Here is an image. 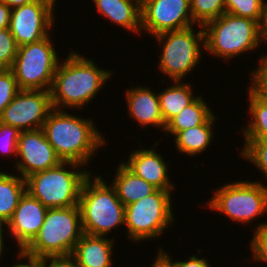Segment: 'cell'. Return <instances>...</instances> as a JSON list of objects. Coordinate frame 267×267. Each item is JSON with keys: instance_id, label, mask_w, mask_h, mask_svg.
I'll return each instance as SVG.
<instances>
[{"instance_id": "obj_19", "label": "cell", "mask_w": 267, "mask_h": 267, "mask_svg": "<svg viewBox=\"0 0 267 267\" xmlns=\"http://www.w3.org/2000/svg\"><path fill=\"white\" fill-rule=\"evenodd\" d=\"M98 15L141 36V0H92Z\"/></svg>"}, {"instance_id": "obj_22", "label": "cell", "mask_w": 267, "mask_h": 267, "mask_svg": "<svg viewBox=\"0 0 267 267\" xmlns=\"http://www.w3.org/2000/svg\"><path fill=\"white\" fill-rule=\"evenodd\" d=\"M171 86L159 90V104L164 123L180 113L186 106L191 104L199 95H195L192 84L185 81H172ZM161 91V92H160Z\"/></svg>"}, {"instance_id": "obj_34", "label": "cell", "mask_w": 267, "mask_h": 267, "mask_svg": "<svg viewBox=\"0 0 267 267\" xmlns=\"http://www.w3.org/2000/svg\"><path fill=\"white\" fill-rule=\"evenodd\" d=\"M172 262L174 267H212L209 262V260L205 259L204 257H200L198 255H192L188 258V260H182L180 259V261H177V259H172L170 252H166V250L164 248H162L161 246H159V248Z\"/></svg>"}, {"instance_id": "obj_15", "label": "cell", "mask_w": 267, "mask_h": 267, "mask_svg": "<svg viewBox=\"0 0 267 267\" xmlns=\"http://www.w3.org/2000/svg\"><path fill=\"white\" fill-rule=\"evenodd\" d=\"M47 210V207L27 191L20 198L11 219L7 222L6 230L8 237L18 245L16 251H23L34 240L44 223Z\"/></svg>"}, {"instance_id": "obj_26", "label": "cell", "mask_w": 267, "mask_h": 267, "mask_svg": "<svg viewBox=\"0 0 267 267\" xmlns=\"http://www.w3.org/2000/svg\"><path fill=\"white\" fill-rule=\"evenodd\" d=\"M245 142L240 150L241 159L253 164L258 173L263 174L267 181V140L243 139ZM267 184V183H266ZM267 188V185H264Z\"/></svg>"}, {"instance_id": "obj_37", "label": "cell", "mask_w": 267, "mask_h": 267, "mask_svg": "<svg viewBox=\"0 0 267 267\" xmlns=\"http://www.w3.org/2000/svg\"><path fill=\"white\" fill-rule=\"evenodd\" d=\"M11 10L3 0H0V30L9 28Z\"/></svg>"}, {"instance_id": "obj_40", "label": "cell", "mask_w": 267, "mask_h": 267, "mask_svg": "<svg viewBox=\"0 0 267 267\" xmlns=\"http://www.w3.org/2000/svg\"><path fill=\"white\" fill-rule=\"evenodd\" d=\"M5 229H7V224L2 222V221H0V264L2 263L1 261H2V258L4 257L3 255H5L3 253L6 252V251H4L5 250L4 249L5 248V246H4L5 243L4 242H6L4 239H5L6 236L3 233H6V235H7L8 232H6Z\"/></svg>"}, {"instance_id": "obj_27", "label": "cell", "mask_w": 267, "mask_h": 267, "mask_svg": "<svg viewBox=\"0 0 267 267\" xmlns=\"http://www.w3.org/2000/svg\"><path fill=\"white\" fill-rule=\"evenodd\" d=\"M190 10L194 23L200 26L226 12L224 0H190Z\"/></svg>"}, {"instance_id": "obj_16", "label": "cell", "mask_w": 267, "mask_h": 267, "mask_svg": "<svg viewBox=\"0 0 267 267\" xmlns=\"http://www.w3.org/2000/svg\"><path fill=\"white\" fill-rule=\"evenodd\" d=\"M162 138L154 141L151 148L143 147L142 143L139 142L138 149L129 151L128 160L123 161L122 163L132 171L136 176L141 177L146 182L153 184L156 188L162 189L165 191H174L177 189L176 183L170 180L171 175L168 169L170 166L162 154L158 153L155 147L159 145ZM141 147V148H140Z\"/></svg>"}, {"instance_id": "obj_33", "label": "cell", "mask_w": 267, "mask_h": 267, "mask_svg": "<svg viewBox=\"0 0 267 267\" xmlns=\"http://www.w3.org/2000/svg\"><path fill=\"white\" fill-rule=\"evenodd\" d=\"M21 131L18 128L0 122V155L17 158V144Z\"/></svg>"}, {"instance_id": "obj_29", "label": "cell", "mask_w": 267, "mask_h": 267, "mask_svg": "<svg viewBox=\"0 0 267 267\" xmlns=\"http://www.w3.org/2000/svg\"><path fill=\"white\" fill-rule=\"evenodd\" d=\"M256 226L254 224L255 229L249 243V249L253 254L247 258L246 262L252 259L250 262L255 261L258 264L261 262L267 265V222L261 221Z\"/></svg>"}, {"instance_id": "obj_42", "label": "cell", "mask_w": 267, "mask_h": 267, "mask_svg": "<svg viewBox=\"0 0 267 267\" xmlns=\"http://www.w3.org/2000/svg\"><path fill=\"white\" fill-rule=\"evenodd\" d=\"M39 1L40 3L46 5L47 7H49L53 12H56L55 11V6H56V3H57V0H37Z\"/></svg>"}, {"instance_id": "obj_28", "label": "cell", "mask_w": 267, "mask_h": 267, "mask_svg": "<svg viewBox=\"0 0 267 267\" xmlns=\"http://www.w3.org/2000/svg\"><path fill=\"white\" fill-rule=\"evenodd\" d=\"M226 12L261 24L264 0H224Z\"/></svg>"}, {"instance_id": "obj_11", "label": "cell", "mask_w": 267, "mask_h": 267, "mask_svg": "<svg viewBox=\"0 0 267 267\" xmlns=\"http://www.w3.org/2000/svg\"><path fill=\"white\" fill-rule=\"evenodd\" d=\"M194 25L190 0H141V34L154 37Z\"/></svg>"}, {"instance_id": "obj_9", "label": "cell", "mask_w": 267, "mask_h": 267, "mask_svg": "<svg viewBox=\"0 0 267 267\" xmlns=\"http://www.w3.org/2000/svg\"><path fill=\"white\" fill-rule=\"evenodd\" d=\"M157 189L154 193L125 206V227L128 240L140 243L159 239L174 226L172 193ZM169 227V228H168Z\"/></svg>"}, {"instance_id": "obj_6", "label": "cell", "mask_w": 267, "mask_h": 267, "mask_svg": "<svg viewBox=\"0 0 267 267\" xmlns=\"http://www.w3.org/2000/svg\"><path fill=\"white\" fill-rule=\"evenodd\" d=\"M83 234L79 206L48 208L39 233L23 252L36 258L70 256Z\"/></svg>"}, {"instance_id": "obj_23", "label": "cell", "mask_w": 267, "mask_h": 267, "mask_svg": "<svg viewBox=\"0 0 267 267\" xmlns=\"http://www.w3.org/2000/svg\"><path fill=\"white\" fill-rule=\"evenodd\" d=\"M204 99L200 94L191 104L172 117L165 124L163 135L174 137L180 131L204 124L215 113Z\"/></svg>"}, {"instance_id": "obj_2", "label": "cell", "mask_w": 267, "mask_h": 267, "mask_svg": "<svg viewBox=\"0 0 267 267\" xmlns=\"http://www.w3.org/2000/svg\"><path fill=\"white\" fill-rule=\"evenodd\" d=\"M69 112L52 109L42 130L62 162L89 165L107 140L91 118Z\"/></svg>"}, {"instance_id": "obj_32", "label": "cell", "mask_w": 267, "mask_h": 267, "mask_svg": "<svg viewBox=\"0 0 267 267\" xmlns=\"http://www.w3.org/2000/svg\"><path fill=\"white\" fill-rule=\"evenodd\" d=\"M20 89L11 69H0V116Z\"/></svg>"}, {"instance_id": "obj_4", "label": "cell", "mask_w": 267, "mask_h": 267, "mask_svg": "<svg viewBox=\"0 0 267 267\" xmlns=\"http://www.w3.org/2000/svg\"><path fill=\"white\" fill-rule=\"evenodd\" d=\"M203 30L205 51L211 58L231 61L265 45L258 22L227 12L206 23Z\"/></svg>"}, {"instance_id": "obj_31", "label": "cell", "mask_w": 267, "mask_h": 267, "mask_svg": "<svg viewBox=\"0 0 267 267\" xmlns=\"http://www.w3.org/2000/svg\"><path fill=\"white\" fill-rule=\"evenodd\" d=\"M18 51V45L7 29L0 30V69H11L16 54Z\"/></svg>"}, {"instance_id": "obj_30", "label": "cell", "mask_w": 267, "mask_h": 267, "mask_svg": "<svg viewBox=\"0 0 267 267\" xmlns=\"http://www.w3.org/2000/svg\"><path fill=\"white\" fill-rule=\"evenodd\" d=\"M257 67L250 69L249 89L260 99L267 101V52L257 58Z\"/></svg>"}, {"instance_id": "obj_25", "label": "cell", "mask_w": 267, "mask_h": 267, "mask_svg": "<svg viewBox=\"0 0 267 267\" xmlns=\"http://www.w3.org/2000/svg\"><path fill=\"white\" fill-rule=\"evenodd\" d=\"M249 100L248 112L251 116L246 126H241L244 139L267 140V101L257 97L249 88L246 90Z\"/></svg>"}, {"instance_id": "obj_12", "label": "cell", "mask_w": 267, "mask_h": 267, "mask_svg": "<svg viewBox=\"0 0 267 267\" xmlns=\"http://www.w3.org/2000/svg\"><path fill=\"white\" fill-rule=\"evenodd\" d=\"M52 109L50 91L19 90L4 108L0 122L20 131L42 129Z\"/></svg>"}, {"instance_id": "obj_1", "label": "cell", "mask_w": 267, "mask_h": 267, "mask_svg": "<svg viewBox=\"0 0 267 267\" xmlns=\"http://www.w3.org/2000/svg\"><path fill=\"white\" fill-rule=\"evenodd\" d=\"M76 50L68 52L57 66L50 90L53 109H84L115 74L111 68H100L94 60Z\"/></svg>"}, {"instance_id": "obj_21", "label": "cell", "mask_w": 267, "mask_h": 267, "mask_svg": "<svg viewBox=\"0 0 267 267\" xmlns=\"http://www.w3.org/2000/svg\"><path fill=\"white\" fill-rule=\"evenodd\" d=\"M116 166L118 167H116L113 174L114 178L111 179L112 182L110 183L116 189L118 198L124 206L137 202L158 189L153 184L136 176L122 161Z\"/></svg>"}, {"instance_id": "obj_20", "label": "cell", "mask_w": 267, "mask_h": 267, "mask_svg": "<svg viewBox=\"0 0 267 267\" xmlns=\"http://www.w3.org/2000/svg\"><path fill=\"white\" fill-rule=\"evenodd\" d=\"M216 120L218 119L214 113L204 124L178 132L173 137L178 153L191 158L206 152L207 148L213 145Z\"/></svg>"}, {"instance_id": "obj_17", "label": "cell", "mask_w": 267, "mask_h": 267, "mask_svg": "<svg viewBox=\"0 0 267 267\" xmlns=\"http://www.w3.org/2000/svg\"><path fill=\"white\" fill-rule=\"evenodd\" d=\"M124 94L128 116L138 123L137 127L154 126V128L164 131L165 123L160 109L158 92L142 84L128 87Z\"/></svg>"}, {"instance_id": "obj_24", "label": "cell", "mask_w": 267, "mask_h": 267, "mask_svg": "<svg viewBox=\"0 0 267 267\" xmlns=\"http://www.w3.org/2000/svg\"><path fill=\"white\" fill-rule=\"evenodd\" d=\"M25 192V178L0 170V221L7 224Z\"/></svg>"}, {"instance_id": "obj_18", "label": "cell", "mask_w": 267, "mask_h": 267, "mask_svg": "<svg viewBox=\"0 0 267 267\" xmlns=\"http://www.w3.org/2000/svg\"><path fill=\"white\" fill-rule=\"evenodd\" d=\"M112 238L84 233L70 256L75 260L77 267H113L116 240Z\"/></svg>"}, {"instance_id": "obj_8", "label": "cell", "mask_w": 267, "mask_h": 267, "mask_svg": "<svg viewBox=\"0 0 267 267\" xmlns=\"http://www.w3.org/2000/svg\"><path fill=\"white\" fill-rule=\"evenodd\" d=\"M260 181L236 180L226 182L213 190L207 207L213 212L225 215L230 221L243 226L267 215V188Z\"/></svg>"}, {"instance_id": "obj_41", "label": "cell", "mask_w": 267, "mask_h": 267, "mask_svg": "<svg viewBox=\"0 0 267 267\" xmlns=\"http://www.w3.org/2000/svg\"><path fill=\"white\" fill-rule=\"evenodd\" d=\"M11 9L20 7L24 4H28L37 0H3Z\"/></svg>"}, {"instance_id": "obj_14", "label": "cell", "mask_w": 267, "mask_h": 267, "mask_svg": "<svg viewBox=\"0 0 267 267\" xmlns=\"http://www.w3.org/2000/svg\"><path fill=\"white\" fill-rule=\"evenodd\" d=\"M15 173L22 178L59 165L62 161L42 129L21 131L17 144ZM18 171V172H17Z\"/></svg>"}, {"instance_id": "obj_13", "label": "cell", "mask_w": 267, "mask_h": 267, "mask_svg": "<svg viewBox=\"0 0 267 267\" xmlns=\"http://www.w3.org/2000/svg\"><path fill=\"white\" fill-rule=\"evenodd\" d=\"M55 14L49 7L34 1L11 10L9 31L18 47L44 39L54 31ZM53 28V29H52Z\"/></svg>"}, {"instance_id": "obj_39", "label": "cell", "mask_w": 267, "mask_h": 267, "mask_svg": "<svg viewBox=\"0 0 267 267\" xmlns=\"http://www.w3.org/2000/svg\"><path fill=\"white\" fill-rule=\"evenodd\" d=\"M260 27H261V34H262L263 40L267 47V1L266 0H264L263 17H262Z\"/></svg>"}, {"instance_id": "obj_36", "label": "cell", "mask_w": 267, "mask_h": 267, "mask_svg": "<svg viewBox=\"0 0 267 267\" xmlns=\"http://www.w3.org/2000/svg\"><path fill=\"white\" fill-rule=\"evenodd\" d=\"M45 267H77L71 256L45 257Z\"/></svg>"}, {"instance_id": "obj_5", "label": "cell", "mask_w": 267, "mask_h": 267, "mask_svg": "<svg viewBox=\"0 0 267 267\" xmlns=\"http://www.w3.org/2000/svg\"><path fill=\"white\" fill-rule=\"evenodd\" d=\"M84 167L74 162H61L56 167L34 173L25 179L26 191L47 208L79 206L84 181L93 173L87 169L89 166Z\"/></svg>"}, {"instance_id": "obj_7", "label": "cell", "mask_w": 267, "mask_h": 267, "mask_svg": "<svg viewBox=\"0 0 267 267\" xmlns=\"http://www.w3.org/2000/svg\"><path fill=\"white\" fill-rule=\"evenodd\" d=\"M195 26L199 28L195 31ZM161 46L158 69L171 81H184L199 66L205 51L203 26L164 32L152 37Z\"/></svg>"}, {"instance_id": "obj_3", "label": "cell", "mask_w": 267, "mask_h": 267, "mask_svg": "<svg viewBox=\"0 0 267 267\" xmlns=\"http://www.w3.org/2000/svg\"><path fill=\"white\" fill-rule=\"evenodd\" d=\"M78 205L85 234L108 236L125 226V206L116 189L98 173H91L84 181Z\"/></svg>"}, {"instance_id": "obj_10", "label": "cell", "mask_w": 267, "mask_h": 267, "mask_svg": "<svg viewBox=\"0 0 267 267\" xmlns=\"http://www.w3.org/2000/svg\"><path fill=\"white\" fill-rule=\"evenodd\" d=\"M52 35L18 47L11 70L20 90H51L57 66L63 60Z\"/></svg>"}, {"instance_id": "obj_38", "label": "cell", "mask_w": 267, "mask_h": 267, "mask_svg": "<svg viewBox=\"0 0 267 267\" xmlns=\"http://www.w3.org/2000/svg\"><path fill=\"white\" fill-rule=\"evenodd\" d=\"M149 267H174L173 262L159 249Z\"/></svg>"}, {"instance_id": "obj_35", "label": "cell", "mask_w": 267, "mask_h": 267, "mask_svg": "<svg viewBox=\"0 0 267 267\" xmlns=\"http://www.w3.org/2000/svg\"><path fill=\"white\" fill-rule=\"evenodd\" d=\"M17 262L11 267H45V257L44 258H36L31 257L25 254L23 251H18L16 253ZM21 260V261H20Z\"/></svg>"}]
</instances>
